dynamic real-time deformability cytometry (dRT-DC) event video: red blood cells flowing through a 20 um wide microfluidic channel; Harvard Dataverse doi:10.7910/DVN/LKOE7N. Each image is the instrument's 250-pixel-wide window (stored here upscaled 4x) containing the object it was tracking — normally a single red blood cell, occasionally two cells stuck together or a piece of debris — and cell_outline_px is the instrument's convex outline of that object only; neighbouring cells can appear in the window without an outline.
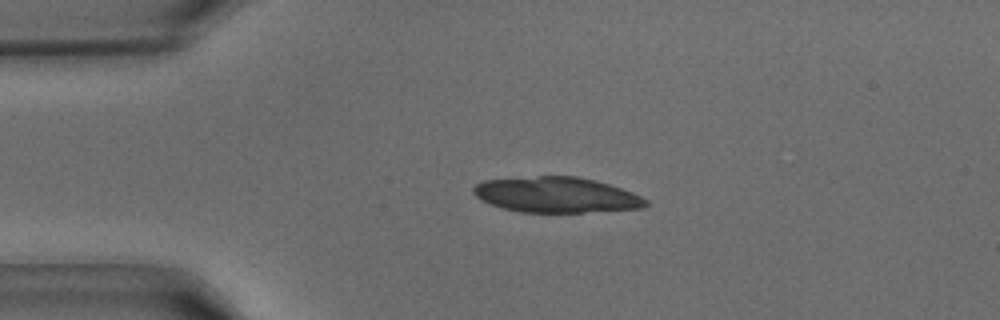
{"species": "common noctule bat (a hibernating species)", "species_latin": "Nyctalus noctula", "temperature_condition": "warm", "stored_images_in_passage": 40, "camera_frame_rate_fps": 3000, "um_per_image_px": 0.085, "animal": {"sex": "male", "body_mass_g": 15.6}, "frame": {"image": 1, "passage_image": 8, "time_ms": 2.333, "image_size_px": [1000, 320], "cell_outline_px": [[648, 204], [644, 208], [584, 212], [520, 212], [504, 208], [480, 200], [472, 192], [472, 188], [476, 184], [484, 180], [536, 176], [576, 176], [596, 180], [632, 192], [648, 200]], "centroid_in_image_um": [47.29, 16.56], "position_along_channel_um": 37.7, "area_um2": 35.6}}